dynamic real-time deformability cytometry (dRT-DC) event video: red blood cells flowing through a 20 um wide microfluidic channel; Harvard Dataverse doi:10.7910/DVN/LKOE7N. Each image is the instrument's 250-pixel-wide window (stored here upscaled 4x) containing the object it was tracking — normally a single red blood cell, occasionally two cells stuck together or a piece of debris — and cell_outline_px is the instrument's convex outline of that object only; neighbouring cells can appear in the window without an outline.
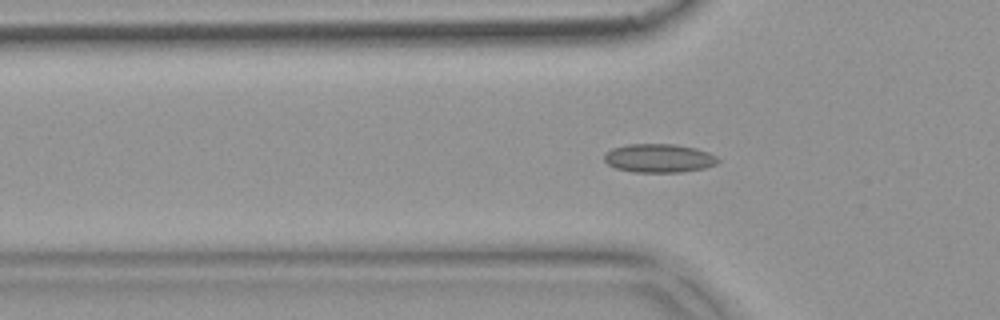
{"species": "common noctule bat (a hibernating species)", "species_latin": "Nyctalus noctula", "temperature_condition": "warm", "stored_images_in_passage": 53, "camera_frame_rate_fps": 3000, "um_per_image_px": 0.085, "animal": {"sex": "female", "body_mass_g": 18.4}, "frame": {"image": 1, "passage_image": 17, "time_ms": 5.333, "image_size_px": [1000, 320], "cell_outline_px": [[720, 160], [716, 164], [704, 168], [680, 172], [632, 172], [616, 168], [608, 164], [604, 160], [604, 152], [612, 148], [628, 144], [676, 144], [696, 148], [708, 152], [716, 156]], "centroid_in_image_um": [55.99, 13.44], "position_along_channel_um": 69.8, "area_um2": 19.07}}
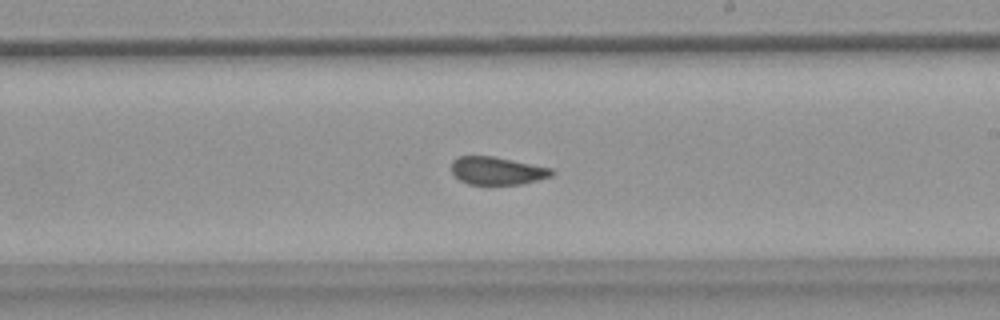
{"frame": {"image": 2, "passage_image": 31, "time_ms": 10.0, "image_size_px": [1000, 320], "cell_outline_px": [[556, 172], [552, 176], [520, 184], [468, 184], [460, 180], [452, 172], [452, 160], [456, 156], [492, 156], [552, 168]], "centroid_in_image_um": [42.25, 14.51], "position_along_channel_um": 246.7, "area_um2": 16.18}}
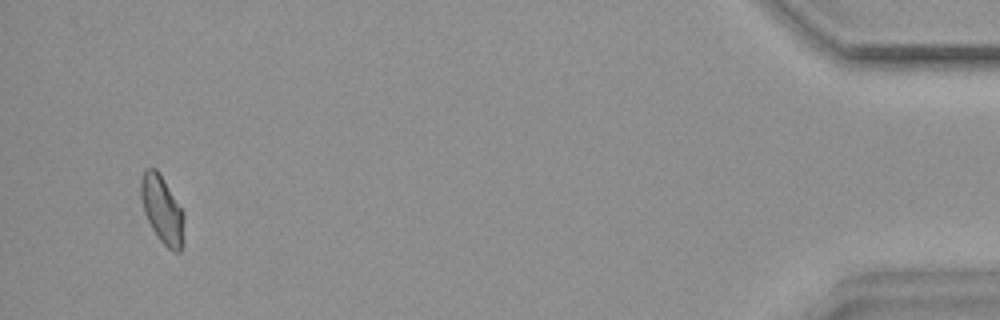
{"frame": {"image": 3, "passage_image": 51, "time_ms": 16.667, "image_size_px": [1000, 320], "cell_outline_px": [[184, 244], [180, 252], [172, 252], [160, 240], [152, 228], [144, 212], [140, 196], [140, 180], [144, 168], [156, 168], [184, 212]], "centroid_in_image_um": [13.79, 17.84], "position_along_channel_um": 421.4, "area_um2": 17.17}, "authors_computed_cell_mechanics": {"area_um2": 17.2822, "velocity_mm_per_s": 3.7988, "shape_relaxation_time_tau1_ms": null, "shape_relaxation_time_tau2_ms": 1.3646, "deformation_change_tau1": null, "deformation_change_tau2": 0.0495}}